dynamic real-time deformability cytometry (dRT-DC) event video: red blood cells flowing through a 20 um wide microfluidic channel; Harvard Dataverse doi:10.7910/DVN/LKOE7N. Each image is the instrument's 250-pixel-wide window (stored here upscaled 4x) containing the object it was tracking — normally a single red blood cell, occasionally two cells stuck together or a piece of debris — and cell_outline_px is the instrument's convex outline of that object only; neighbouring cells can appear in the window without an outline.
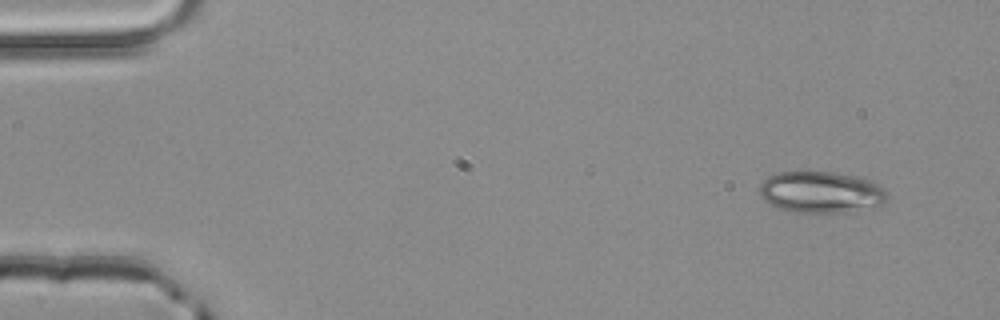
{"species": "common noctule bat (a hibernating species)", "species_latin": "Nyctalus noctula", "temperature_condition": "room temperature", "stored_images_in_passage": 3, "camera_frame_rate_fps": 3000, "um_per_image_px": 0.085, "animal": {"sex": "male", "body_mass_g": 20.4}, "frame": {"image": 1, "passage_image": 1, "time_ms": 0.0, "image_size_px": [1000, 320], "cell_outline_px": [[888, 192], [884, 204], [844, 212], [792, 212], [780, 208], [764, 200], [760, 196], [756, 188], [768, 176], [776, 172], [836, 172], [872, 180], [880, 184]], "centroid_in_image_um": [69.77, 16.32], "position_along_channel_um": 15.2, "area_um2": 30.98}}